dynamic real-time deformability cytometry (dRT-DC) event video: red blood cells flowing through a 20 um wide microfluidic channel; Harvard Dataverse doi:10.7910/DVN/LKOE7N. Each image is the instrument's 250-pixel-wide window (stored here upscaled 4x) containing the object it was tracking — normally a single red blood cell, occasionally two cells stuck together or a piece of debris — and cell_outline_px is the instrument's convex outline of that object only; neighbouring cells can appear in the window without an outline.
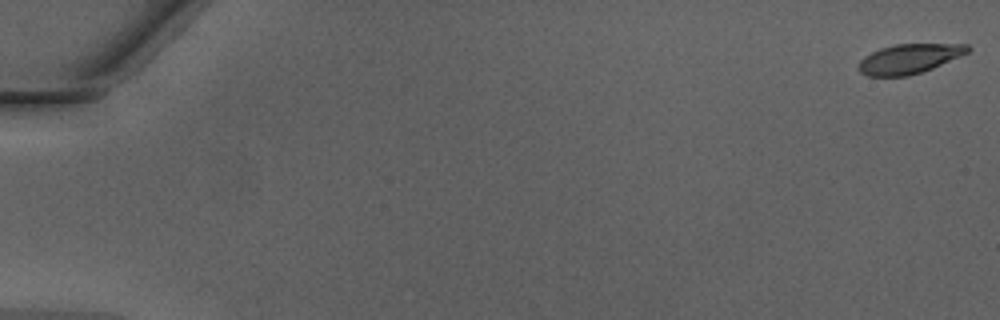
{"species": "Egyptian fruit bat (a non-hibernating species)", "species_latin": "Rousettus aegyptiacus", "temperature_condition": "warm", "stored_images_in_passage": 4, "camera_frame_rate_fps": 3000, "um_per_image_px": 0.085, "animal": {"sex": "male"}, "frame": {"image": 1, "passage_image": 1, "time_ms": 0.0, "image_size_px": [1000, 320], "cell_outline_px": [[972, 48], [968, 52], [960, 56], [932, 68], [908, 76], [868, 76], [860, 72], [856, 68], [860, 60], [864, 56], [880, 48], [896, 44], [968, 44]], "centroid_in_image_um": [77.25, 4.99], "position_along_channel_um": 7.7, "area_um2": 18.79}}